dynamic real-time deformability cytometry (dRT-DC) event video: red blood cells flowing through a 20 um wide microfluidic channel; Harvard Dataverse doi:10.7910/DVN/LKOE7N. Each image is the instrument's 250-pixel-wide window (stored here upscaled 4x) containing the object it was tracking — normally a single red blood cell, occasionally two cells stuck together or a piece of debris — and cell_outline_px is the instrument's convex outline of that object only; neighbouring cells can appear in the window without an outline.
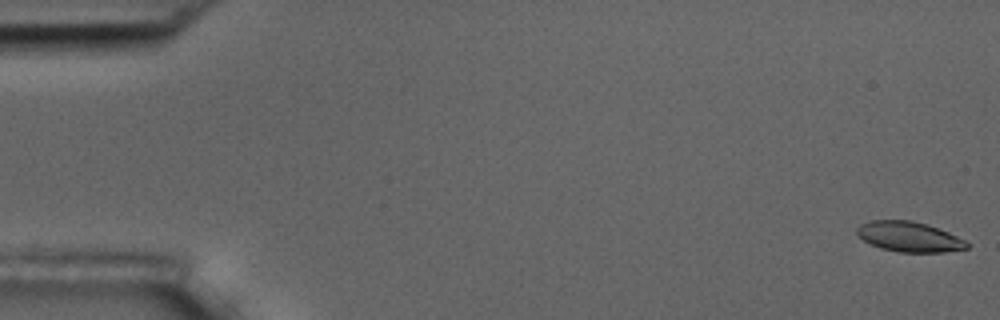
{"species": "common noctule bat (a hibernating species)", "species_latin": "Nyctalus noctula", "temperature_condition": "room temperature", "stored_images_in_passage": 6, "camera_frame_rate_fps": 3000, "um_per_image_px": 0.085, "animal": {"sex": "male", "body_mass_g": 17.5, "forearm_length_mm": 52.3}, "frame": {"image": 1, "passage_image": 1, "time_ms": 0.0, "image_size_px": [1000, 320], "cell_outline_px": [[972, 244], [968, 248], [944, 252], [900, 252], [880, 248], [864, 240], [856, 232], [856, 228], [860, 224], [872, 220], [912, 220], [928, 224], [948, 232]], "centroid_in_image_um": [77.3, 20.12], "position_along_channel_um": 7.7, "area_um2": 19.31}}